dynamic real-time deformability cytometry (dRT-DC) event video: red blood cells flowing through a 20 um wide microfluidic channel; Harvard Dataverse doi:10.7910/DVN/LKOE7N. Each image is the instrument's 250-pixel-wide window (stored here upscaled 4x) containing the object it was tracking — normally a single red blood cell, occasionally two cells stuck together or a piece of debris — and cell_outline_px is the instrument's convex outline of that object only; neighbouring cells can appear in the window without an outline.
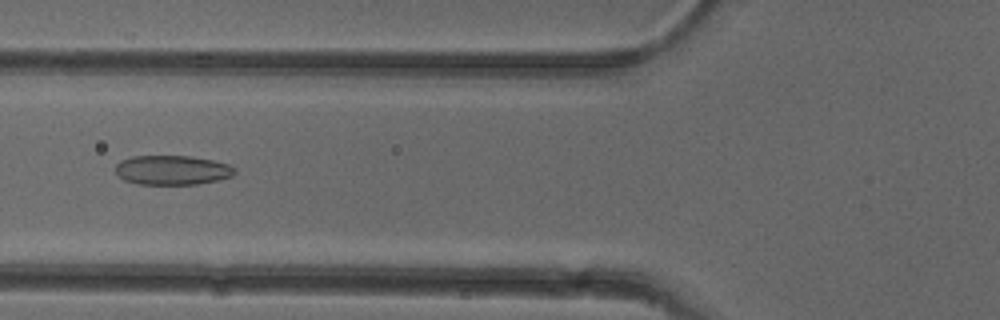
{"species": "common noctule bat (a hibernating species)", "species_latin": "Nyctalus noctula", "temperature_condition": "cold", "stored_images_in_passage": 52, "camera_frame_rate_fps": 3000, "um_per_image_px": 0.085, "animal": {"sex": "female"}, "frame": {"image": 1, "passage_image": 20, "time_ms": 6.333, "image_size_px": [1000, 320], "cell_outline_px": [[236, 172], [232, 176], [216, 180], [196, 184], [136, 184], [124, 180], [116, 172], [116, 164], [120, 160], [132, 156], [192, 156], [212, 160], [228, 164], [236, 168]], "centroid_in_image_um": [14.63, 14.45], "position_along_channel_um": 111.2, "area_um2": 20.46}}
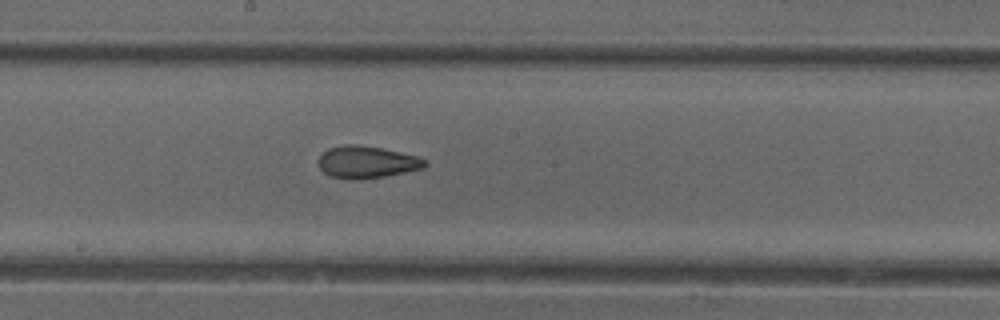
{"frame": {"image": 2, "passage_image": 28, "time_ms": 9.0, "image_size_px": [1000, 320], "cell_outline_px": [[428, 164], [424, 168], [384, 176], [360, 180], [328, 176], [320, 168], [316, 160], [328, 148], [348, 144], [352, 144], [380, 148], [416, 156], [428, 160]], "centroid_in_image_um": [31.16, 13.79], "position_along_channel_um": 217.0, "area_um2": 19.83}}
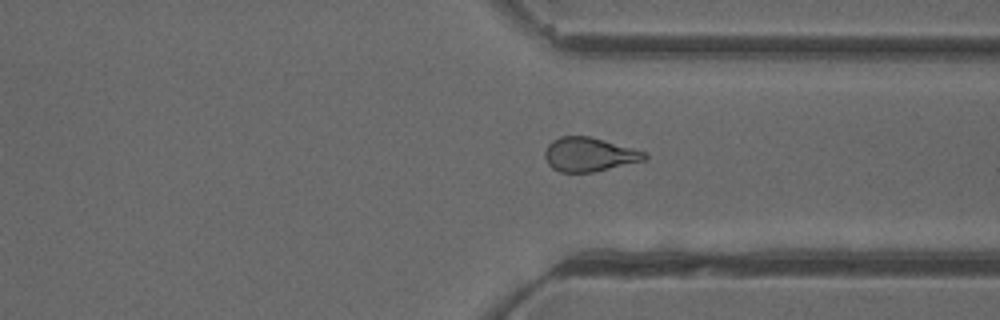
{"frame": {"image": 3, "passage_image": 39, "time_ms": 12.667, "image_size_px": [1000, 320], "cell_outline_px": [[648, 156], [644, 160], [592, 172], [560, 172], [552, 168], [548, 164], [544, 156], [544, 152], [548, 144], [552, 140], [560, 136], [588, 136], [648, 152]], "centroid_in_image_um": [50.05, 13.12], "position_along_channel_um": 361.3, "area_um2": 19.65}, "authors_computed_cell_mechanics": {"area_um2": 20.7213, "velocity_mm_per_s": 3.9538, "shape_relaxation_time_tau1_ms": null, "shape_relaxation_time_tau2_ms": 2.2304, "deformation_change_tau1": null, "deformation_change_tau2": 0.0954}}